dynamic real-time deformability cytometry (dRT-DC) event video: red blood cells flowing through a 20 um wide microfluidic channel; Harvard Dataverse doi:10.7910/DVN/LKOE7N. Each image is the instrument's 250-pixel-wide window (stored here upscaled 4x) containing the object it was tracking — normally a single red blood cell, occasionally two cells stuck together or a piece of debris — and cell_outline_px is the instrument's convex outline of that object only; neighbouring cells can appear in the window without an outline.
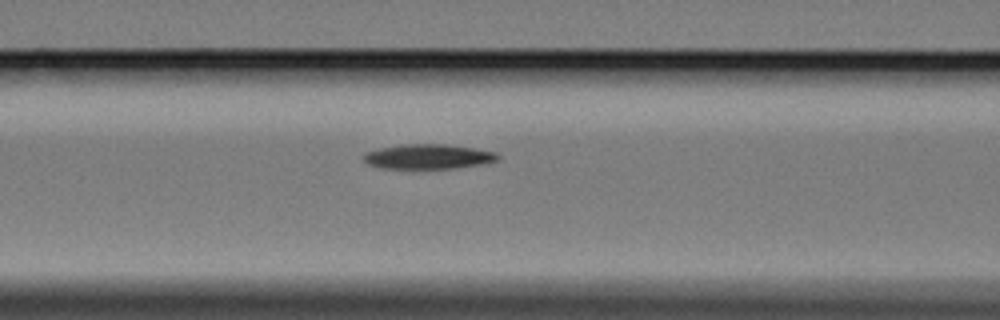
{"species": "Egyptian fruit bat (a non-hibernating species)", "species_latin": "Rousettus aegyptiacus", "temperature_condition": "cold", "stored_images_in_passage": 8, "segment_of_instrument_passage": [2, 2], "camera_frame_rate_fps": 3000, "um_per_image_px": 0.085, "animal": {"sex": "female"}, "frame": {"image": 1, "passage_image": 8, "time_ms": 9.667, "image_size_px": [1000, 320], "cell_outline_px": [[500, 160], [484, 164], [452, 168], [380, 168], [368, 164], [364, 160], [364, 152], [380, 148], [400, 144], [448, 144], [496, 152], [500, 156]], "centroid_in_image_um": [36.41, 13.3], "position_along_channel_um": 130.2, "area_um2": 19.42}}